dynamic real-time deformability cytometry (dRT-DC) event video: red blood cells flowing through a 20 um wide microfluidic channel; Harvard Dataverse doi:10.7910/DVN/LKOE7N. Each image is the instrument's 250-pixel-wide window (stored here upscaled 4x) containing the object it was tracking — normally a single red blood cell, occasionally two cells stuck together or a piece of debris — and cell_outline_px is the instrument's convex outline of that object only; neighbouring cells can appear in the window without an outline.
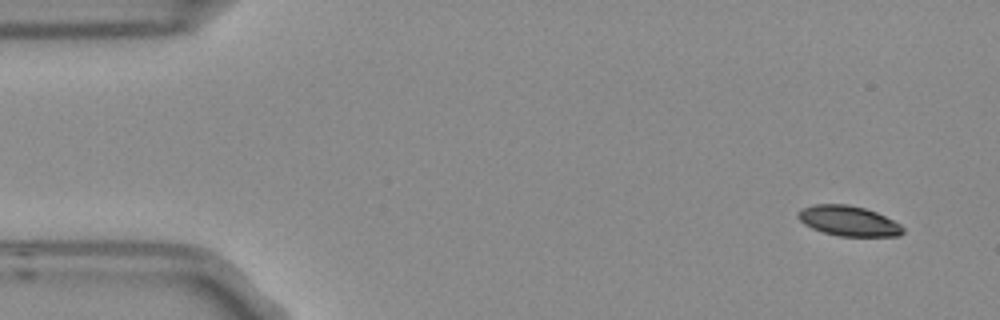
{"species": "Egyptian fruit bat (a non-hibernating species)", "species_latin": "Rousettus aegyptiacus", "temperature_condition": "room temperature", "stored_images_in_passage": 4, "camera_frame_rate_fps": 3000, "um_per_image_px": 0.085, "frame": {"image": 1, "passage_image": 1, "time_ms": 0.0, "image_size_px": [1000, 320], "cell_outline_px": [[904, 232], [900, 236], [840, 236], [824, 232], [812, 228], [804, 224], [796, 216], [804, 208], [812, 204], [848, 204], [864, 208], [876, 212], [900, 224], [904, 228]], "centroid_in_image_um": [72.14, 18.78], "position_along_channel_um": 12.9, "area_um2": 18.26}}
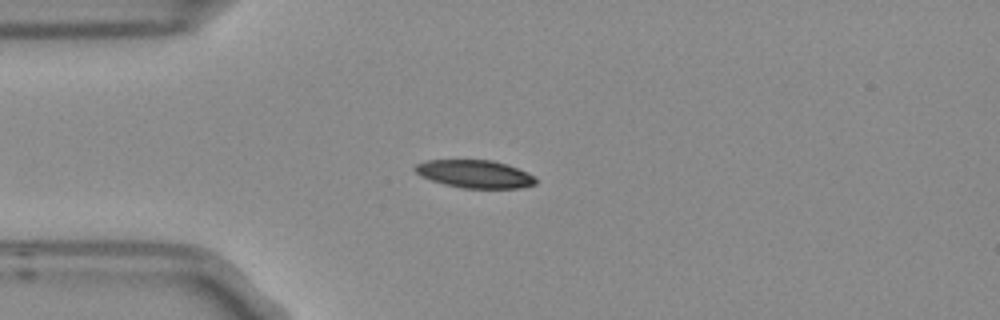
{"frame": {"image": 2, "passage_image": 4, "time_ms": 1.0, "image_size_px": [1000, 320], "cell_outline_px": [[536, 184], [520, 188], [464, 188], [444, 184], [420, 176], [412, 168], [416, 164], [424, 160], [492, 160], [528, 172], [536, 176]], "centroid_in_image_um": [40.35, 14.79], "position_along_channel_um": 44.7, "area_um2": 19.59}}